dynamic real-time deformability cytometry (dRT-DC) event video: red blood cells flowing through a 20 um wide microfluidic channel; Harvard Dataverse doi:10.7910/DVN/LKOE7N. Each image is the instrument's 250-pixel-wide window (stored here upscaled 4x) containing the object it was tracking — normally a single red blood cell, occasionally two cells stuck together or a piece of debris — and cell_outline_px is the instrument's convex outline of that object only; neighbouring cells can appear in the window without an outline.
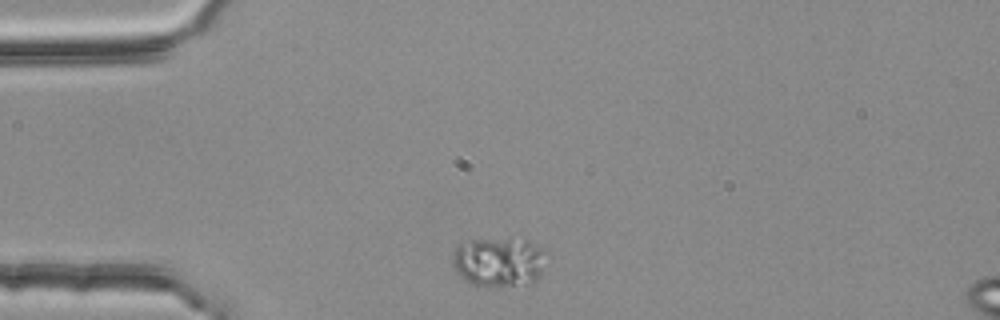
{"species": "common noctule bat (a hibernating species)", "species_latin": "Nyctalus noctula", "temperature_condition": "room temperature", "stored_images_in_passage": 2, "camera_frame_rate_fps": 3000, "um_per_image_px": 0.085, "animal": {"sex": "female", "body_mass_g": 25.1}, "frame": {"image": 1, "passage_image": 1, "time_ms": 0.0, "image_size_px": [1000, 320], "cell_outline_px": [[548, 252], [540, 276], [532, 284], [468, 284], [460, 276], [452, 264], [452, 256], [456, 244], [460, 240], [528, 240]], "centroid_in_image_um": [42.39, 22.23], "position_along_channel_um": 42.6, "area_um2": 26.88}}
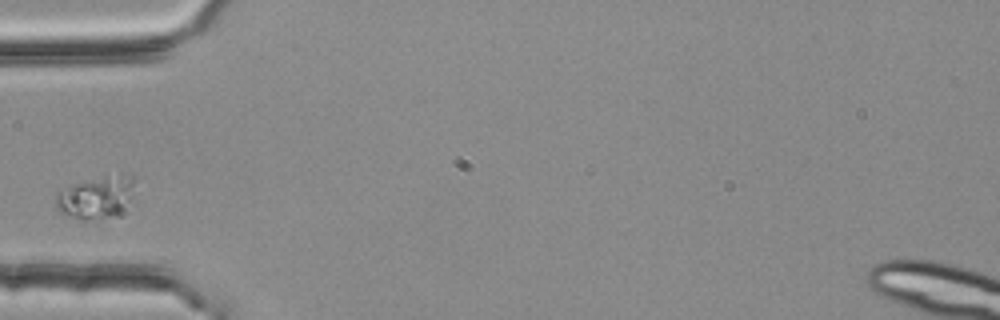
{"frame": {"image": 2, "passage_image": 2, "time_ms": 0.333, "image_size_px": [1000, 320], "cell_outline_px": [[136, 180], [124, 212], [120, 216], [84, 220], [80, 220], [60, 212], [56, 208], [56, 188], [120, 172], [132, 176]], "centroid_in_image_um": [8.16, 16.75], "position_along_channel_um": 76.8, "area_um2": 20.06}}